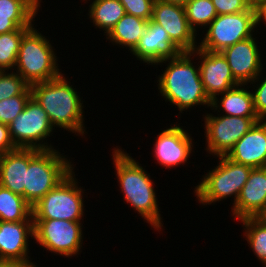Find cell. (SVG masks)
Here are the masks:
<instances>
[{"label": "cell", "instance_id": "24", "mask_svg": "<svg viewBox=\"0 0 266 267\" xmlns=\"http://www.w3.org/2000/svg\"><path fill=\"white\" fill-rule=\"evenodd\" d=\"M0 221H33L32 206L24 197L0 186Z\"/></svg>", "mask_w": 266, "mask_h": 267}, {"label": "cell", "instance_id": "6", "mask_svg": "<svg viewBox=\"0 0 266 267\" xmlns=\"http://www.w3.org/2000/svg\"><path fill=\"white\" fill-rule=\"evenodd\" d=\"M219 159L218 166L209 171L195 187V194L203 205H210L233 195L234 205L252 170V167L233 162L226 156H219Z\"/></svg>", "mask_w": 266, "mask_h": 267}, {"label": "cell", "instance_id": "5", "mask_svg": "<svg viewBox=\"0 0 266 267\" xmlns=\"http://www.w3.org/2000/svg\"><path fill=\"white\" fill-rule=\"evenodd\" d=\"M55 149L40 150L28 164L24 199L33 206L72 171V162Z\"/></svg>", "mask_w": 266, "mask_h": 267}, {"label": "cell", "instance_id": "3", "mask_svg": "<svg viewBox=\"0 0 266 267\" xmlns=\"http://www.w3.org/2000/svg\"><path fill=\"white\" fill-rule=\"evenodd\" d=\"M193 55L192 52H182L175 58L163 60L169 63L157 81L161 96L176 105L181 113L196 105L211 106V100L204 91L199 67L195 69L191 62L190 57Z\"/></svg>", "mask_w": 266, "mask_h": 267}, {"label": "cell", "instance_id": "25", "mask_svg": "<svg viewBox=\"0 0 266 267\" xmlns=\"http://www.w3.org/2000/svg\"><path fill=\"white\" fill-rule=\"evenodd\" d=\"M240 221L252 251L266 267V220L263 217H247Z\"/></svg>", "mask_w": 266, "mask_h": 267}, {"label": "cell", "instance_id": "8", "mask_svg": "<svg viewBox=\"0 0 266 267\" xmlns=\"http://www.w3.org/2000/svg\"><path fill=\"white\" fill-rule=\"evenodd\" d=\"M257 25H259L258 11L252 8L235 14L217 15L208 25L206 35L197 47L221 52L239 41L252 37Z\"/></svg>", "mask_w": 266, "mask_h": 267}, {"label": "cell", "instance_id": "23", "mask_svg": "<svg viewBox=\"0 0 266 267\" xmlns=\"http://www.w3.org/2000/svg\"><path fill=\"white\" fill-rule=\"evenodd\" d=\"M89 17L99 29L105 30L106 36L116 23L126 14L119 0H94L89 6Z\"/></svg>", "mask_w": 266, "mask_h": 267}, {"label": "cell", "instance_id": "7", "mask_svg": "<svg viewBox=\"0 0 266 267\" xmlns=\"http://www.w3.org/2000/svg\"><path fill=\"white\" fill-rule=\"evenodd\" d=\"M72 171L54 189L32 206L33 219L80 221L83 217V189Z\"/></svg>", "mask_w": 266, "mask_h": 267}, {"label": "cell", "instance_id": "34", "mask_svg": "<svg viewBox=\"0 0 266 267\" xmlns=\"http://www.w3.org/2000/svg\"><path fill=\"white\" fill-rule=\"evenodd\" d=\"M261 84H257V89L253 95L254 108L260 120H266V77L261 79Z\"/></svg>", "mask_w": 266, "mask_h": 267}, {"label": "cell", "instance_id": "39", "mask_svg": "<svg viewBox=\"0 0 266 267\" xmlns=\"http://www.w3.org/2000/svg\"><path fill=\"white\" fill-rule=\"evenodd\" d=\"M165 2H169L172 4L180 5V6H185L190 0H162Z\"/></svg>", "mask_w": 266, "mask_h": 267}, {"label": "cell", "instance_id": "36", "mask_svg": "<svg viewBox=\"0 0 266 267\" xmlns=\"http://www.w3.org/2000/svg\"><path fill=\"white\" fill-rule=\"evenodd\" d=\"M0 267H37L31 261H0Z\"/></svg>", "mask_w": 266, "mask_h": 267}, {"label": "cell", "instance_id": "2", "mask_svg": "<svg viewBox=\"0 0 266 267\" xmlns=\"http://www.w3.org/2000/svg\"><path fill=\"white\" fill-rule=\"evenodd\" d=\"M113 162L124 199L158 231L163 226L154 185L145 169L127 152L113 149Z\"/></svg>", "mask_w": 266, "mask_h": 267}, {"label": "cell", "instance_id": "11", "mask_svg": "<svg viewBox=\"0 0 266 267\" xmlns=\"http://www.w3.org/2000/svg\"><path fill=\"white\" fill-rule=\"evenodd\" d=\"M207 151L217 157L226 156L234 144L255 124L258 117H239L207 114L204 117Z\"/></svg>", "mask_w": 266, "mask_h": 267}, {"label": "cell", "instance_id": "28", "mask_svg": "<svg viewBox=\"0 0 266 267\" xmlns=\"http://www.w3.org/2000/svg\"><path fill=\"white\" fill-rule=\"evenodd\" d=\"M0 71V101L16 95H32L30 85L23 77L15 73Z\"/></svg>", "mask_w": 266, "mask_h": 267}, {"label": "cell", "instance_id": "16", "mask_svg": "<svg viewBox=\"0 0 266 267\" xmlns=\"http://www.w3.org/2000/svg\"><path fill=\"white\" fill-rule=\"evenodd\" d=\"M266 213V167L252 168L232 208L239 220L247 217H263Z\"/></svg>", "mask_w": 266, "mask_h": 267}, {"label": "cell", "instance_id": "21", "mask_svg": "<svg viewBox=\"0 0 266 267\" xmlns=\"http://www.w3.org/2000/svg\"><path fill=\"white\" fill-rule=\"evenodd\" d=\"M244 86V84H238L232 87L228 91L221 93L220 102L215 97L211 101L212 110L215 108L217 110L225 111V115L228 116H239V117H258L254 108L253 95L250 90H245L244 88H239ZM219 103V105H218Z\"/></svg>", "mask_w": 266, "mask_h": 267}, {"label": "cell", "instance_id": "38", "mask_svg": "<svg viewBox=\"0 0 266 267\" xmlns=\"http://www.w3.org/2000/svg\"><path fill=\"white\" fill-rule=\"evenodd\" d=\"M258 20L259 24L263 20L266 22V6H264L259 12H258ZM266 24V23H265Z\"/></svg>", "mask_w": 266, "mask_h": 267}, {"label": "cell", "instance_id": "10", "mask_svg": "<svg viewBox=\"0 0 266 267\" xmlns=\"http://www.w3.org/2000/svg\"><path fill=\"white\" fill-rule=\"evenodd\" d=\"M53 129L47 113L33 97L28 100L24 110L9 124L10 136L17 148L54 149L47 143L45 145V141L43 143Z\"/></svg>", "mask_w": 266, "mask_h": 267}, {"label": "cell", "instance_id": "9", "mask_svg": "<svg viewBox=\"0 0 266 267\" xmlns=\"http://www.w3.org/2000/svg\"><path fill=\"white\" fill-rule=\"evenodd\" d=\"M81 221L33 219L34 240L50 252L61 256L76 255L82 247Z\"/></svg>", "mask_w": 266, "mask_h": 267}, {"label": "cell", "instance_id": "35", "mask_svg": "<svg viewBox=\"0 0 266 267\" xmlns=\"http://www.w3.org/2000/svg\"><path fill=\"white\" fill-rule=\"evenodd\" d=\"M17 149L9 131V125L0 123V156Z\"/></svg>", "mask_w": 266, "mask_h": 267}, {"label": "cell", "instance_id": "31", "mask_svg": "<svg viewBox=\"0 0 266 267\" xmlns=\"http://www.w3.org/2000/svg\"><path fill=\"white\" fill-rule=\"evenodd\" d=\"M125 12L141 19L150 20L153 16L155 0H119Z\"/></svg>", "mask_w": 266, "mask_h": 267}, {"label": "cell", "instance_id": "1", "mask_svg": "<svg viewBox=\"0 0 266 267\" xmlns=\"http://www.w3.org/2000/svg\"><path fill=\"white\" fill-rule=\"evenodd\" d=\"M63 73L52 80L30 85L32 97L47 113L52 126L84 134L83 106L80 96Z\"/></svg>", "mask_w": 266, "mask_h": 267}, {"label": "cell", "instance_id": "14", "mask_svg": "<svg viewBox=\"0 0 266 267\" xmlns=\"http://www.w3.org/2000/svg\"><path fill=\"white\" fill-rule=\"evenodd\" d=\"M193 54L200 57V77L204 91L212 101L216 95L228 91L239 83L234 79L227 60L221 52L196 48Z\"/></svg>", "mask_w": 266, "mask_h": 267}, {"label": "cell", "instance_id": "29", "mask_svg": "<svg viewBox=\"0 0 266 267\" xmlns=\"http://www.w3.org/2000/svg\"><path fill=\"white\" fill-rule=\"evenodd\" d=\"M32 95H16L0 101V123L9 125L25 108Z\"/></svg>", "mask_w": 266, "mask_h": 267}, {"label": "cell", "instance_id": "33", "mask_svg": "<svg viewBox=\"0 0 266 267\" xmlns=\"http://www.w3.org/2000/svg\"><path fill=\"white\" fill-rule=\"evenodd\" d=\"M217 15L235 14L249 9L244 0H212Z\"/></svg>", "mask_w": 266, "mask_h": 267}, {"label": "cell", "instance_id": "13", "mask_svg": "<svg viewBox=\"0 0 266 267\" xmlns=\"http://www.w3.org/2000/svg\"><path fill=\"white\" fill-rule=\"evenodd\" d=\"M255 38L249 37L221 51L239 84L255 83L262 74L263 64ZM256 80V81H255Z\"/></svg>", "mask_w": 266, "mask_h": 267}, {"label": "cell", "instance_id": "27", "mask_svg": "<svg viewBox=\"0 0 266 267\" xmlns=\"http://www.w3.org/2000/svg\"><path fill=\"white\" fill-rule=\"evenodd\" d=\"M184 8L189 26L195 33L197 25L208 28L217 16L212 0H190Z\"/></svg>", "mask_w": 266, "mask_h": 267}, {"label": "cell", "instance_id": "18", "mask_svg": "<svg viewBox=\"0 0 266 267\" xmlns=\"http://www.w3.org/2000/svg\"><path fill=\"white\" fill-rule=\"evenodd\" d=\"M226 157L252 168L266 167V120L255 122Z\"/></svg>", "mask_w": 266, "mask_h": 267}, {"label": "cell", "instance_id": "12", "mask_svg": "<svg viewBox=\"0 0 266 267\" xmlns=\"http://www.w3.org/2000/svg\"><path fill=\"white\" fill-rule=\"evenodd\" d=\"M152 20L161 25L171 41L182 52H193L196 34L189 26L185 8L162 0H155Z\"/></svg>", "mask_w": 266, "mask_h": 267}, {"label": "cell", "instance_id": "22", "mask_svg": "<svg viewBox=\"0 0 266 267\" xmlns=\"http://www.w3.org/2000/svg\"><path fill=\"white\" fill-rule=\"evenodd\" d=\"M148 20L134 15L125 14L107 35V39L125 47L130 52L136 47L140 38L144 35Z\"/></svg>", "mask_w": 266, "mask_h": 267}, {"label": "cell", "instance_id": "30", "mask_svg": "<svg viewBox=\"0 0 266 267\" xmlns=\"http://www.w3.org/2000/svg\"><path fill=\"white\" fill-rule=\"evenodd\" d=\"M40 0H0L2 15H36Z\"/></svg>", "mask_w": 266, "mask_h": 267}, {"label": "cell", "instance_id": "32", "mask_svg": "<svg viewBox=\"0 0 266 267\" xmlns=\"http://www.w3.org/2000/svg\"><path fill=\"white\" fill-rule=\"evenodd\" d=\"M36 15H2L0 14V34L18 30L20 27H34Z\"/></svg>", "mask_w": 266, "mask_h": 267}, {"label": "cell", "instance_id": "20", "mask_svg": "<svg viewBox=\"0 0 266 267\" xmlns=\"http://www.w3.org/2000/svg\"><path fill=\"white\" fill-rule=\"evenodd\" d=\"M39 151L34 148H17L0 156V186L24 197L28 164Z\"/></svg>", "mask_w": 266, "mask_h": 267}, {"label": "cell", "instance_id": "37", "mask_svg": "<svg viewBox=\"0 0 266 267\" xmlns=\"http://www.w3.org/2000/svg\"><path fill=\"white\" fill-rule=\"evenodd\" d=\"M249 8L255 9L258 12L266 6V0H244Z\"/></svg>", "mask_w": 266, "mask_h": 267}, {"label": "cell", "instance_id": "17", "mask_svg": "<svg viewBox=\"0 0 266 267\" xmlns=\"http://www.w3.org/2000/svg\"><path fill=\"white\" fill-rule=\"evenodd\" d=\"M153 145L156 160L166 168L187 162L193 150L192 138L176 124L158 134Z\"/></svg>", "mask_w": 266, "mask_h": 267}, {"label": "cell", "instance_id": "4", "mask_svg": "<svg viewBox=\"0 0 266 267\" xmlns=\"http://www.w3.org/2000/svg\"><path fill=\"white\" fill-rule=\"evenodd\" d=\"M37 31L32 27L23 36L15 64L16 72L29 85L52 80L62 74L51 43Z\"/></svg>", "mask_w": 266, "mask_h": 267}, {"label": "cell", "instance_id": "19", "mask_svg": "<svg viewBox=\"0 0 266 267\" xmlns=\"http://www.w3.org/2000/svg\"><path fill=\"white\" fill-rule=\"evenodd\" d=\"M29 236H34L33 221H0V261H30Z\"/></svg>", "mask_w": 266, "mask_h": 267}, {"label": "cell", "instance_id": "15", "mask_svg": "<svg viewBox=\"0 0 266 267\" xmlns=\"http://www.w3.org/2000/svg\"><path fill=\"white\" fill-rule=\"evenodd\" d=\"M139 60L158 65L163 60L175 58L182 51L171 41L165 29L152 19L148 21L144 35L131 51Z\"/></svg>", "mask_w": 266, "mask_h": 267}, {"label": "cell", "instance_id": "26", "mask_svg": "<svg viewBox=\"0 0 266 267\" xmlns=\"http://www.w3.org/2000/svg\"><path fill=\"white\" fill-rule=\"evenodd\" d=\"M32 27H20L9 33L0 34V71L15 67L20 43Z\"/></svg>", "mask_w": 266, "mask_h": 267}]
</instances>
